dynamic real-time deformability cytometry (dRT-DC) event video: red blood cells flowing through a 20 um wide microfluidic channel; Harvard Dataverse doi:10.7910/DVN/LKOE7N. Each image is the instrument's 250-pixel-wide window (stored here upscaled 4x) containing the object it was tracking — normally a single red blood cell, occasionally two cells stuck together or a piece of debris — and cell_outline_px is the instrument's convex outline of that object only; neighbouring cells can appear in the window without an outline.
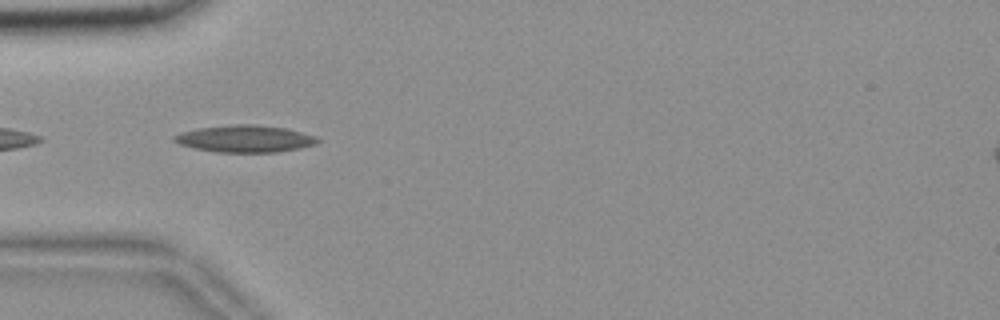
{"species": "common noctule bat (a hibernating species)", "species_latin": "Nyctalus noctula", "temperature_condition": "room temperature", "stored_images_in_passage": 4, "camera_frame_rate_fps": 3000, "um_per_image_px": 0.085, "animal": {"sex": "female", "body_mass_g": 18.4}, "frame": {"image": 1, "passage_image": 2, "time_ms": 0.333, "image_size_px": [1000, 320], "cell_outline_px": [[320, 140], [316, 144], [276, 152], [216, 152], [196, 148], [180, 144], [172, 140], [172, 136], [180, 132], [196, 128], [236, 124], [256, 124], [284, 128], [316, 136]], "centroid_in_image_um": [20.78, 11.78], "position_along_channel_um": 64.2, "area_um2": 22.43}}